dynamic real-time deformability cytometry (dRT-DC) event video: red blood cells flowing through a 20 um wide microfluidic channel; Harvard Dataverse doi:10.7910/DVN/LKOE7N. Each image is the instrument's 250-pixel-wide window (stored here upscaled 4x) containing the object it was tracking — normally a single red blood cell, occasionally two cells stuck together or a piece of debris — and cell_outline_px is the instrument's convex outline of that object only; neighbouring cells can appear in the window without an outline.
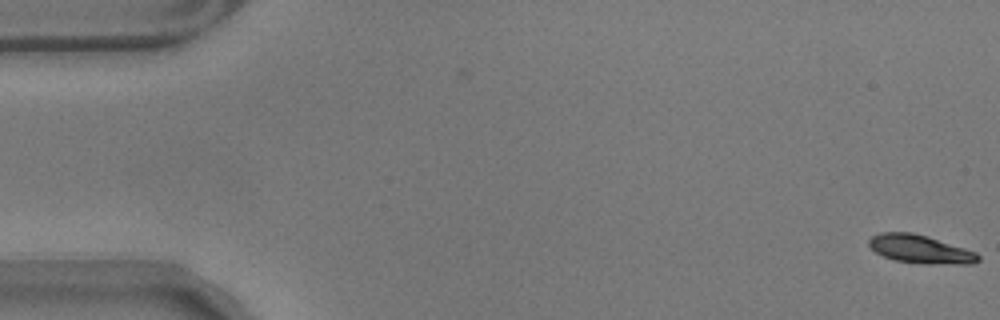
{"species": "common noctule bat (a hibernating species)", "species_latin": "Nyctalus noctula", "temperature_condition": "warm", "stored_images_in_passage": 2, "camera_frame_rate_fps": 3000, "um_per_image_px": 0.085, "animal": {"sex": "male", "body_mass_g": 17.9}, "frame": {"image": 1, "passage_image": 2, "time_ms": 0.333, "image_size_px": [1000, 320], "cell_outline_px": [[980, 260], [972, 264], [928, 264], [896, 260], [884, 256], [876, 252], [868, 244], [868, 240], [872, 236], [880, 232], [912, 232], [928, 236], [976, 252], [980, 256]], "centroid_in_image_um": [78.24, 21.17], "position_along_channel_um": 6.8, "area_um2": 17.98}}